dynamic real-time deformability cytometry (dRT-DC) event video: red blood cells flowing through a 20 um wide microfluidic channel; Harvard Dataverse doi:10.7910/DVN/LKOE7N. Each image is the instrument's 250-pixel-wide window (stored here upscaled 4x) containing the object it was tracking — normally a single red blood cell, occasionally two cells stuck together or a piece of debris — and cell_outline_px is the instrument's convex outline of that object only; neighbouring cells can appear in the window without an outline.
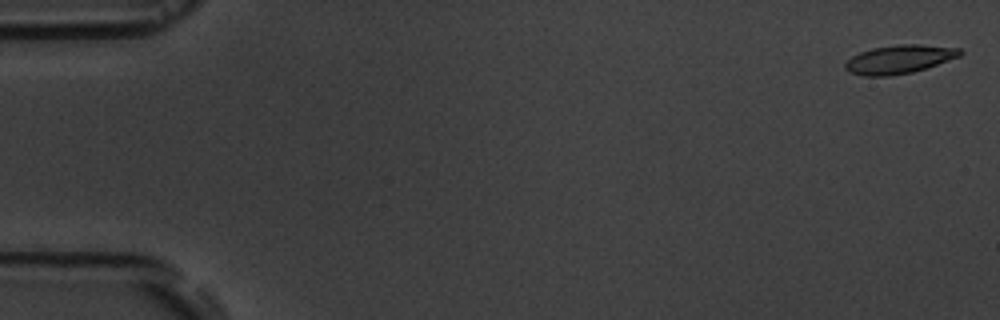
{"species": "common noctule bat (a hibernating species)", "species_latin": "Nyctalus noctula", "temperature_condition": "room temperature", "stored_images_in_passage": 6, "segment_of_instrument_passage": [1, 2], "camera_frame_rate_fps": 3000, "um_per_image_px": 0.085, "animal": {"sex": "male", "body_mass_g": 19.5, "forearm_length_mm": 54.6}, "frame": {"image": 1, "passage_image": 1, "time_ms": 0.0, "image_size_px": [1000, 320], "cell_outline_px": [[964, 52], [960, 56], [912, 72], [892, 76], [864, 76], [848, 72], [844, 68], [844, 64], [852, 56], [860, 52], [872, 48], [896, 44], [920, 44], [960, 48]], "centroid_in_image_um": [76.41, 5.03], "position_along_channel_um": 8.6, "area_um2": 19.13}}